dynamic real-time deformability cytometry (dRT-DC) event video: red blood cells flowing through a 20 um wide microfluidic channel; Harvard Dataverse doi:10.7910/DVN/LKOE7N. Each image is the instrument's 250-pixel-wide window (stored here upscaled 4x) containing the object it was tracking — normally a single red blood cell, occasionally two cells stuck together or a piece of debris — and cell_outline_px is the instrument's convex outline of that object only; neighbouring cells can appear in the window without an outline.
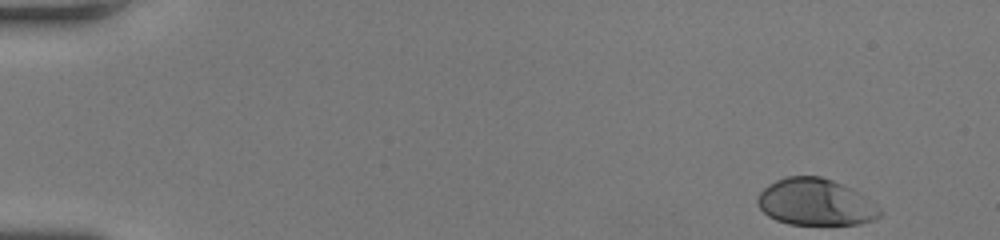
{"species": "human", "species_latin": "Homo sapiens", "temperature_condition": "room temperature", "stored_images_in_passage": 47, "camera_frame_rate_fps": 3000, "um_per_image_px": 0.085, "donor": {"sex": "female"}, "frame": {"image": 1, "passage_image": 1, "time_ms": 0.0, "image_size_px": [1000, 240], "cell_outline_px": [[880, 216], [872, 220], [860, 224], [788, 224], [776, 220], [768, 216], [756, 204], [756, 196], [768, 184], [784, 176], [820, 176], [832, 180], [852, 188], [876, 204], [880, 208]], "centroid_in_image_um": [69.29, 17.17], "position_along_channel_um": 15.7, "area_um2": 33.41}}
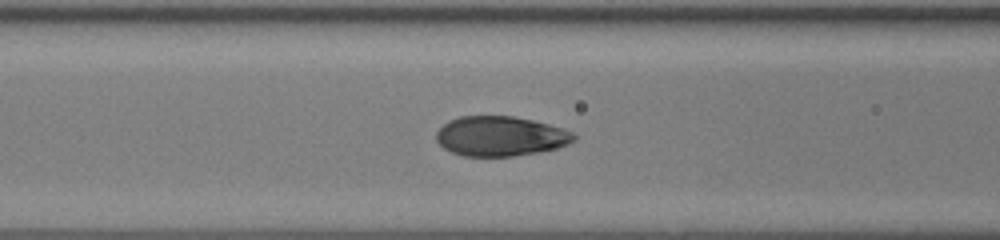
{"frame": {"image": 2, "passage_image": 19, "time_ms": 6.0, "image_size_px": [1000, 240], "cell_outline_px": [[576, 140], [568, 144], [556, 148], [540, 152], [512, 156], [464, 156], [452, 152], [444, 148], [436, 140], [436, 132], [444, 124], [460, 116], [512, 116], [532, 120], [564, 128], [572, 132], [576, 136]], "centroid_in_image_um": [42.56, 11.58], "position_along_channel_um": 124.0, "area_um2": 31.85}}
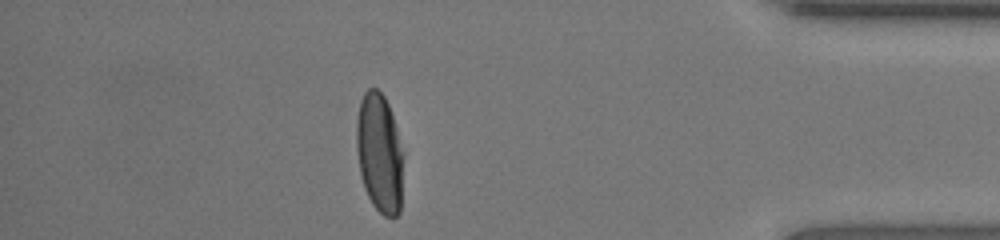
{"frame": {"image": 3, "passage_image": 41, "time_ms": 13.333, "image_size_px": [1000, 240], "cell_outline_px": [[404, 156], [400, 212], [396, 216], [384, 216], [372, 204], [364, 188], [360, 172], [356, 148], [356, 120], [360, 100], [364, 92], [368, 88], [376, 88], [384, 96], [388, 104], [404, 152]], "centroid_in_image_um": [32.26, 13.01], "position_along_channel_um": 402.9, "area_um2": 32.95}, "authors_computed_cell_mechanics": {"area_um2": 33.4084, "velocity_mm_per_s": 4.2775, "shape_relaxation_time_tau1_ms": 3.3147, "shape_relaxation_time_tau2_ms": null, "deformation_change_tau1": 0.194, "deformation_change_tau2": null}}